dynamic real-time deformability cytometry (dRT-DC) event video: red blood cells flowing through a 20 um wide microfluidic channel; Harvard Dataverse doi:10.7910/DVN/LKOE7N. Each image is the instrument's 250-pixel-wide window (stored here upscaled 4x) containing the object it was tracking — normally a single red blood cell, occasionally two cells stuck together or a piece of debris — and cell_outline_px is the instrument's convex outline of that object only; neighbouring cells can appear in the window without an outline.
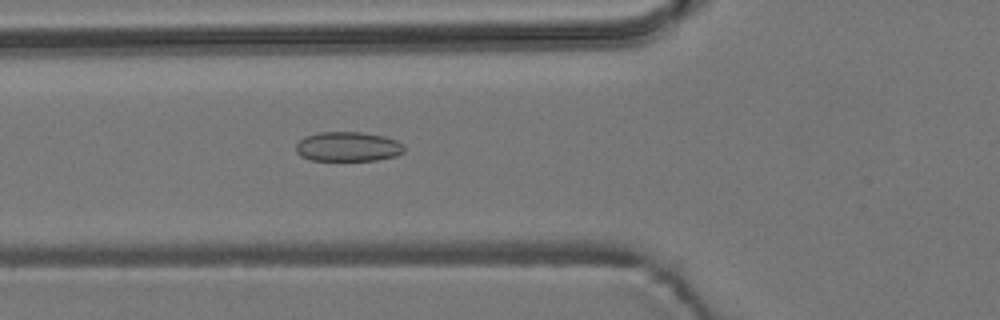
{"species": "common noctule bat (a hibernating species)", "species_latin": "Nyctalus noctula", "temperature_condition": "room temperature", "stored_images_in_passage": 6, "camera_frame_rate_fps": 3000, "um_per_image_px": 0.085, "animal": {"sex": "male", "body_mass_g": 19.2, "forearm_length_mm": 51.8}, "frame": {"image": 1, "passage_image": 6, "time_ms": 5.667, "image_size_px": [1000, 320], "cell_outline_px": [[404, 152], [396, 156], [376, 160], [312, 160], [300, 156], [296, 152], [296, 144], [304, 136], [320, 132], [360, 132], [384, 136], [396, 140], [404, 144]], "centroid_in_image_um": [29.58, 12.46], "position_along_channel_um": 96.2, "area_um2": 18.73}}